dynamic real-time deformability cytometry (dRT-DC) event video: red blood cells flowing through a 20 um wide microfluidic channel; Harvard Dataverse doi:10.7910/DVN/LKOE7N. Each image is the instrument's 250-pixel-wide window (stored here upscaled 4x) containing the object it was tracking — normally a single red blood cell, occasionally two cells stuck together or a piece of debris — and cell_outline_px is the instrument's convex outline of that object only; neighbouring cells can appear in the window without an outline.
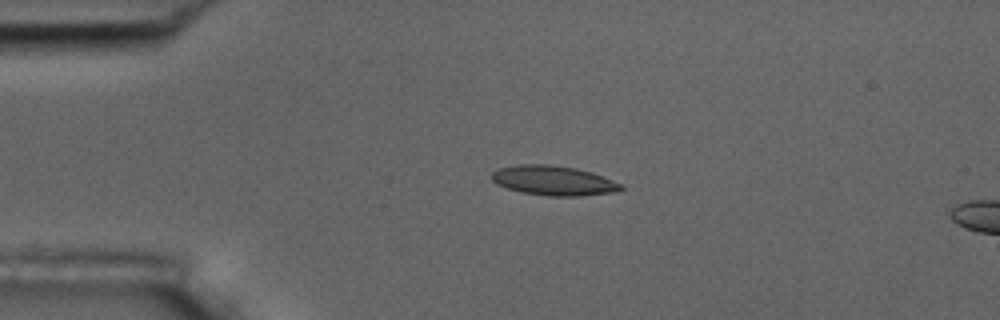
{"species": "common noctule bat (a hibernating species)", "species_latin": "Nyctalus noctula", "temperature_condition": "room temperature", "stored_images_in_passage": 5, "camera_frame_rate_fps": 3000, "um_per_image_px": 0.085, "animal": {"sex": "male", "body_mass_g": 17.5, "forearm_length_mm": 52.3}, "frame": {"image": 1, "passage_image": 3, "time_ms": 3.333, "image_size_px": [1000, 320], "cell_outline_px": [[624, 188], [608, 192], [580, 196], [548, 196], [520, 192], [496, 184], [492, 180], [492, 172], [500, 168], [516, 164], [548, 164], [576, 168], [592, 172], [624, 184]], "centroid_in_image_um": [47.03, 15.34], "position_along_channel_um": 38.0, "area_um2": 22.31}}